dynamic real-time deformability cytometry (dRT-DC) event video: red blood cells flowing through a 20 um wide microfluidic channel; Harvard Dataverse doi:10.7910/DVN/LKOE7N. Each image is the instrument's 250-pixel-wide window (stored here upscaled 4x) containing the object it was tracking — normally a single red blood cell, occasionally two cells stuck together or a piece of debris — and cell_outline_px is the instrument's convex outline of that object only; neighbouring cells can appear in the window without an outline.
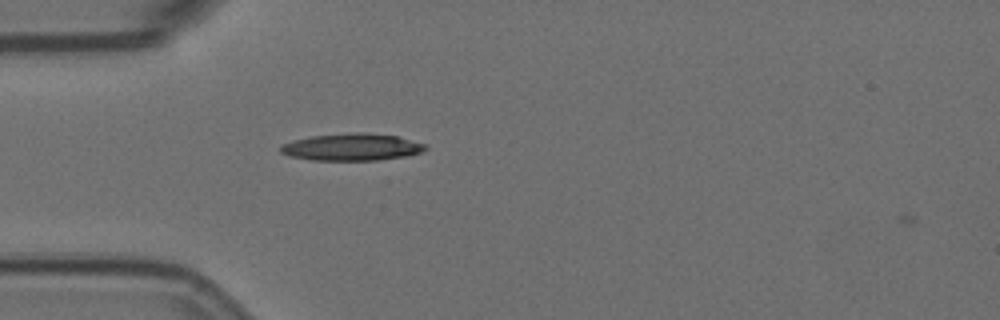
{"species": "Egyptian fruit bat (a non-hibernating species)", "species_latin": "Rousettus aegyptiacus", "temperature_condition": "room temperature", "stored_images_in_passage": 1, "camera_frame_rate_fps": 3000, "um_per_image_px": 0.085, "animal": {"sex": "female"}, "frame": {"image": 1, "passage_image": 1, "time_ms": 0.0, "image_size_px": [1000, 320], "cell_outline_px": [[428, 148], [420, 152], [404, 156], [376, 160], [312, 160], [288, 156], [280, 152], [280, 144], [292, 140], [312, 136], [356, 132], [368, 132], [396, 136], [424, 144]], "centroid_in_image_um": [29.84, 12.5], "position_along_channel_um": 55.2, "area_um2": 22.77}}